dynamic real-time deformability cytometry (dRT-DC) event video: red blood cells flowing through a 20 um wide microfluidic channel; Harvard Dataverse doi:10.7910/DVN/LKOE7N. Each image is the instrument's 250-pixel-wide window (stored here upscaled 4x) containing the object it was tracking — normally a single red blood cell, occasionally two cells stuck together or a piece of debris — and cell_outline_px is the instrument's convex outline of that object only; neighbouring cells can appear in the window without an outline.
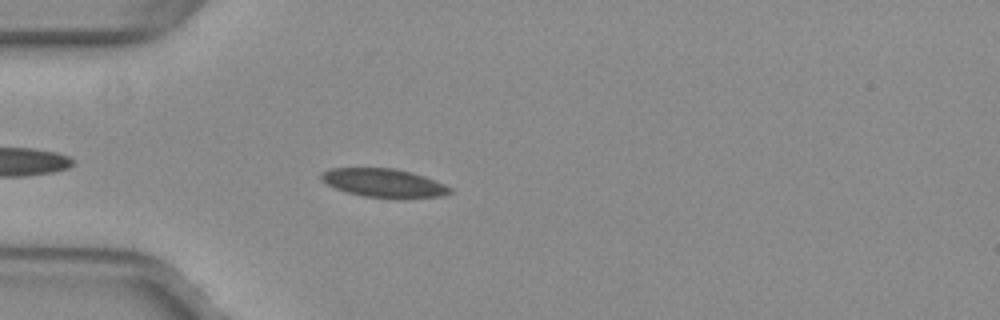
{"species": "common noctule bat (a hibernating species)", "species_latin": "Nyctalus noctula", "temperature_condition": "warm", "stored_images_in_passage": 36, "camera_frame_rate_fps": 3000, "um_per_image_px": 0.085, "animal": {"sex": "female", "body_mass_g": 29.2, "forearm_length_mm": 56.3}, "frame": {"image": 1, "passage_image": 5, "time_ms": 1.333, "image_size_px": [1000, 320], "cell_outline_px": [[452, 192], [444, 196], [404, 200], [396, 200], [364, 196], [344, 192], [320, 180], [320, 172], [332, 168], [396, 168], [412, 172], [424, 176], [444, 184], [452, 188]], "centroid_in_image_um": [32.66, 15.58], "position_along_channel_um": 52.3, "area_um2": 22.14}}
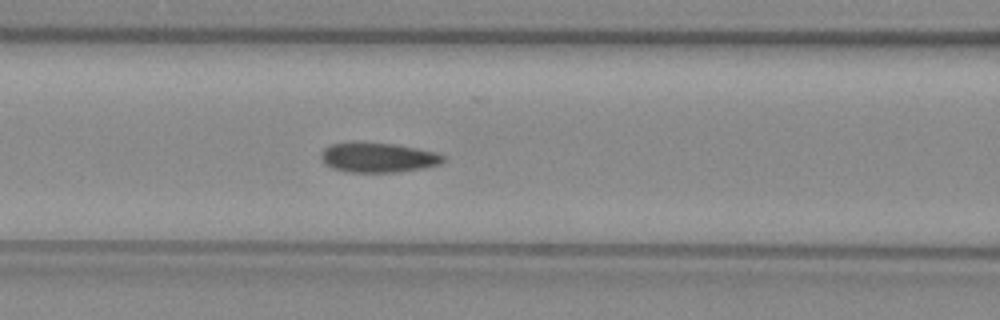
{"frame": {"image": 2, "passage_image": 12, "time_ms": 3.667, "image_size_px": [1000, 320], "cell_outline_px": [[444, 160], [440, 164], [424, 168], [396, 172], [348, 172], [332, 168], [324, 164], [320, 156], [320, 152], [324, 148], [332, 144], [392, 144], [416, 148], [436, 152], [444, 156]], "centroid_in_image_um": [32.14, 13.42], "position_along_channel_um": 134.5, "area_um2": 20.69}}
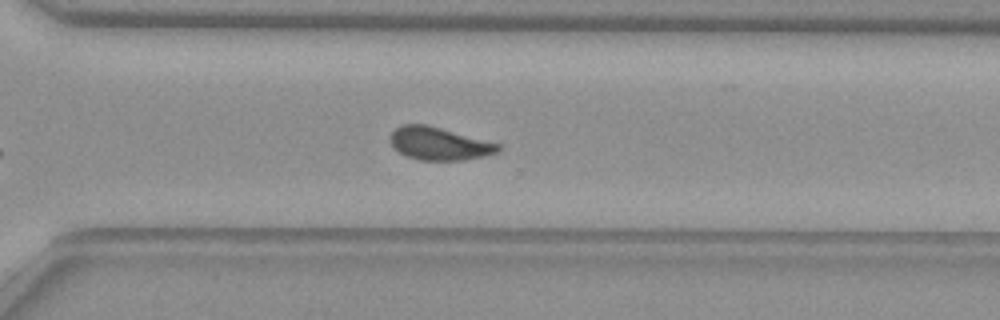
{"frame": {"image": 3, "passage_image": 27, "time_ms": 8.667, "image_size_px": [1000, 320], "cell_outline_px": [[500, 152], [484, 156], [464, 160], [420, 160], [404, 156], [392, 144], [392, 132], [400, 124], [428, 124], [500, 144]], "centroid_in_image_um": [37.35, 12.21], "position_along_channel_um": 333.2, "area_um2": 20.58}, "authors_computed_cell_mechanics": {"area_um2": 21.4149, "velocity_mm_per_s": 3.9872, "shape_relaxation_time_tau1_ms": null, "shape_relaxation_time_tau2_ms": 2.2883, "deformation_change_tau1": null, "deformation_change_tau2": 0.0645}}